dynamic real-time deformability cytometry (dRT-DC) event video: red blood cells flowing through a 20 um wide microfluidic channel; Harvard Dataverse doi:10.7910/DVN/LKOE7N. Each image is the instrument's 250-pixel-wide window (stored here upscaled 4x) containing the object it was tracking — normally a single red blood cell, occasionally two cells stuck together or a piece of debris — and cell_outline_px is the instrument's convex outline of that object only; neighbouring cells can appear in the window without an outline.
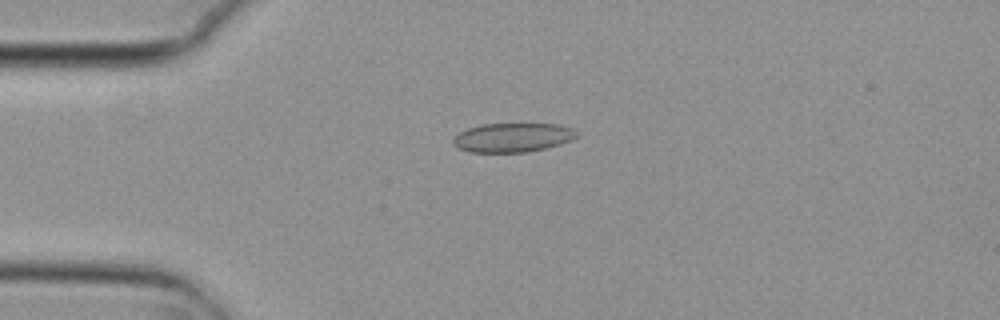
{"species": "common noctule bat (a hibernating species)", "species_latin": "Nyctalus noctula", "temperature_condition": "cold", "stored_images_in_passage": 3, "camera_frame_rate_fps": 3000, "um_per_image_px": 0.085, "animal": {"sex": "female", "body_mass_g": 29.2, "forearm_length_mm": 56.3}, "frame": {"image": 1, "passage_image": 1, "time_ms": 0.0, "image_size_px": [1000, 320], "cell_outline_px": [[576, 136], [572, 140], [560, 144], [544, 148], [524, 152], [468, 152], [452, 144], [452, 140], [460, 132], [468, 128], [484, 124], [560, 124], [572, 128], [576, 132]], "centroid_in_image_um": [43.57, 11.69], "position_along_channel_um": 41.4, "area_um2": 20.75}}
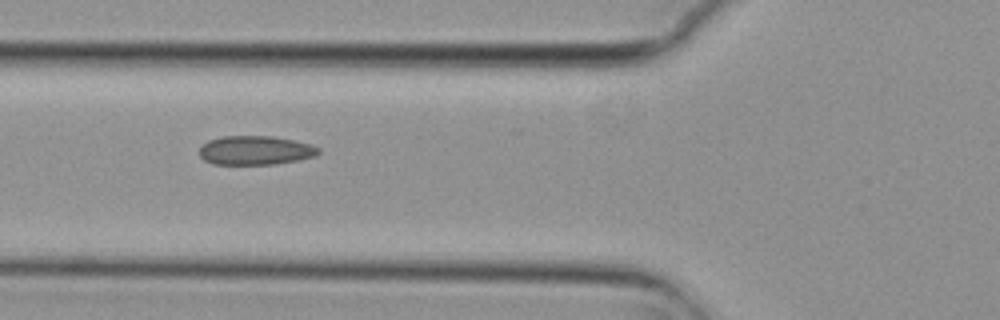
{"frame": {"image": 2, "passage_image": 3, "time_ms": 0.667, "image_size_px": [1000, 320], "cell_outline_px": [[320, 152], [316, 156], [276, 164], [212, 164], [204, 160], [200, 156], [200, 148], [208, 140], [224, 136], [272, 136], [312, 144], [320, 148]], "centroid_in_image_um": [21.72, 12.78], "position_along_channel_um": 104.1, "area_um2": 20.11}}